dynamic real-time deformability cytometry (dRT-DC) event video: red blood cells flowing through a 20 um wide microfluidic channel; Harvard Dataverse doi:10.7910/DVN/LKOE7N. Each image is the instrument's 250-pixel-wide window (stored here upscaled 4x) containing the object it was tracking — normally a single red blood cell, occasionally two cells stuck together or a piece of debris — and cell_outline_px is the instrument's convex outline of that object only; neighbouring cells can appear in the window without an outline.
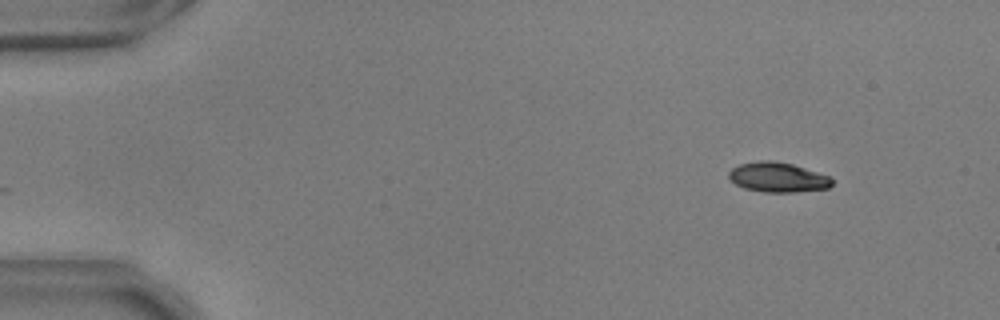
{"species": "common noctule bat (a hibernating species)", "species_latin": "Nyctalus noctula", "temperature_condition": "warm", "stored_images_in_passage": 50, "camera_frame_rate_fps": 3000, "um_per_image_px": 0.085, "animal": {"sex": "male", "body_mass_g": 17.9, "forearm_length_mm": 54.2}, "frame": {"image": 1, "passage_image": 1, "time_ms": 0.0, "image_size_px": [1000, 320], "cell_outline_px": [[832, 184], [828, 188], [796, 192], [764, 192], [744, 188], [736, 184], [728, 176], [728, 172], [732, 168], [740, 164], [760, 160], [772, 160], [792, 164], [832, 176]], "centroid_in_image_um": [66.13, 15.06], "position_along_channel_um": 18.9, "area_um2": 17.98}}
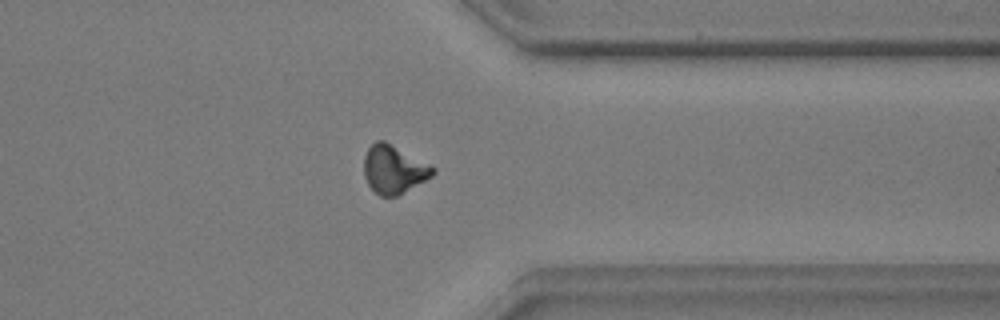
{"frame": {"image": 2, "passage_image": 39, "time_ms": 12.667, "image_size_px": [1000, 320], "cell_outline_px": [[436, 172], [432, 176], [396, 196], [380, 196], [368, 184], [364, 176], [364, 156], [368, 148], [376, 140], [384, 140], [432, 164], [436, 168]], "centroid_in_image_um": [33.49, 14.37], "position_along_channel_um": 377.9, "area_um2": 19.42}}
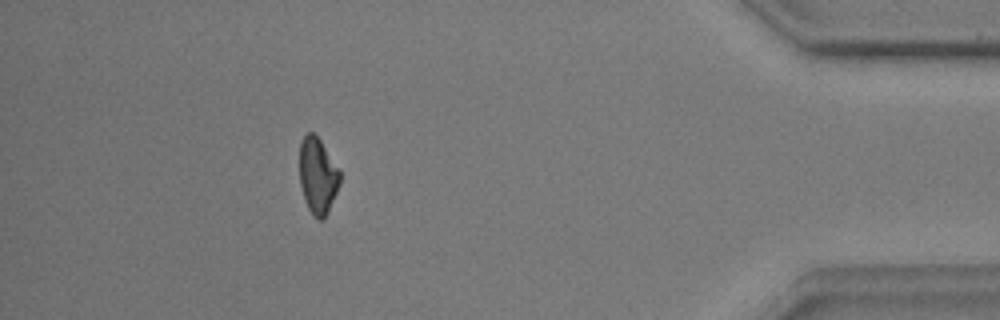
{"frame": {"image": 3, "passage_image": 45, "time_ms": 14.667, "image_size_px": [1000, 320], "cell_outline_px": [[340, 184], [328, 212], [320, 220], [316, 220], [312, 216], [304, 200], [300, 184], [300, 140], [308, 132], [312, 132], [320, 140], [340, 168]], "centroid_in_image_um": [27.01, 14.95], "position_along_channel_um": 408.2, "area_um2": 18.09}, "authors_computed_cell_mechanics": {"area_um2": 18.785, "velocity_mm_per_s": 3.6622, "shape_relaxation_time_tau1_ms": 4.9681, "shape_relaxation_time_tau2_ms": 4.6646, "deformation_change_tau1": 0.1486, "deformation_change_tau2": 0.1132}}